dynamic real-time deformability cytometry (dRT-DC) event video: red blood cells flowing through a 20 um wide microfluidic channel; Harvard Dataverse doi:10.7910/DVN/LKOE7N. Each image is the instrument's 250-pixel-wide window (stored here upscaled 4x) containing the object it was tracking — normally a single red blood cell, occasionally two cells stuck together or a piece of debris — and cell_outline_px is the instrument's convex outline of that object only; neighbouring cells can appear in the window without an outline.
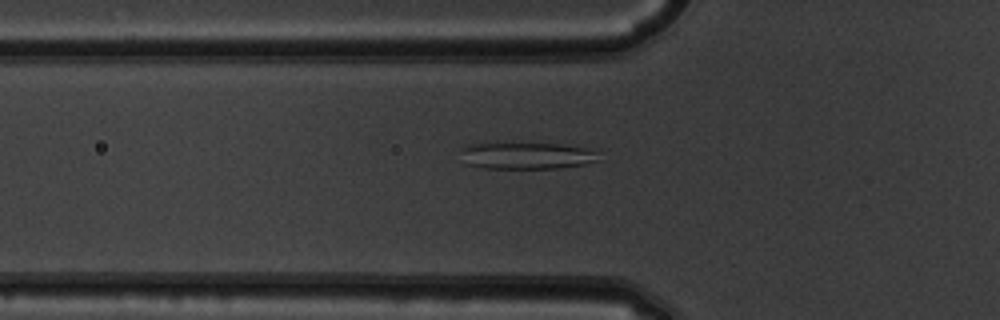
{"species": "common noctule bat (a hibernating species)", "species_latin": "Nyctalus noctula", "temperature_condition": "warm", "stored_images_in_passage": 52, "camera_frame_rate_fps": 3000, "um_per_image_px": 0.085, "animal": {"sex": "male", "body_mass_g": 19.5, "forearm_length_mm": 54.6}, "frame": {"image": 1, "passage_image": 18, "time_ms": 5.667, "image_size_px": [1000, 320], "cell_outline_px": [[600, 160], [584, 164], [560, 168], [480, 168], [464, 164], [460, 148], [464, 144], [560, 144], [584, 148], [596, 152]], "centroid_in_image_um": [44.7, 13.25], "position_along_channel_um": 81.1, "area_um2": 21.39}}
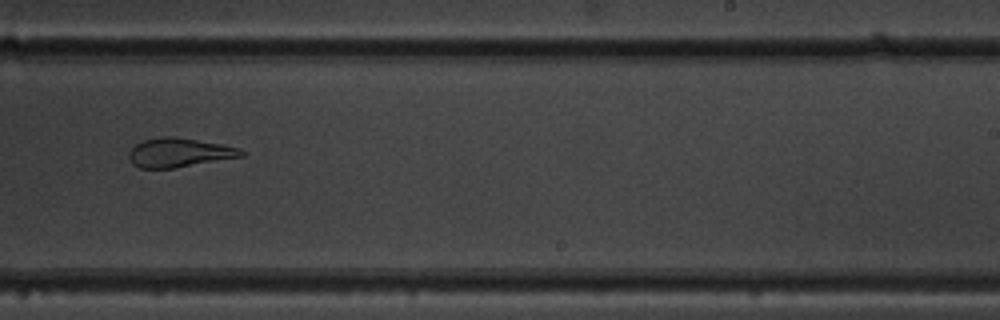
{"frame": {"image": 2, "passage_image": 33, "time_ms": 10.667, "image_size_px": [1000, 320], "cell_outline_px": [[244, 156], [172, 168], [140, 168], [132, 164], [128, 156], [128, 152], [136, 144], [144, 140], [164, 136], [172, 136], [224, 144], [236, 148], [244, 152]], "centroid_in_image_um": [15.19, 12.97], "position_along_channel_um": 273.8, "area_um2": 18.84}}
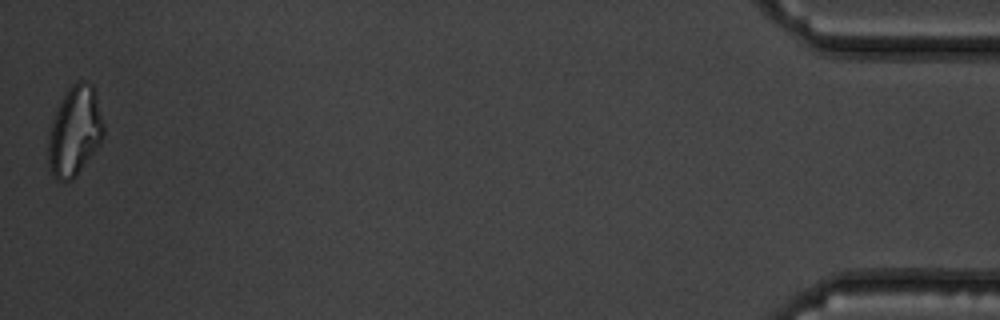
{"frame": {"image": 3, "passage_image": 52, "time_ms": 17.0, "image_size_px": [1000, 320], "cell_outline_px": [[104, 136], [100, 144], [76, 176], [72, 180], [56, 180], [52, 176], [48, 164], [48, 136], [52, 120], [56, 108], [68, 88], [76, 80], [88, 80], [96, 88], [104, 124]], "centroid_in_image_um": [6.37, 11.11], "position_along_channel_um": 428.8, "area_um2": 29.54}, "authors_computed_cell_mechanics": {"area_um2": 25.6921, "velocity_mm_per_s": 3.8496, "shape_relaxation_time_tau1_ms": null, "shape_relaxation_time_tau2_ms": 2.0971, "deformation_change_tau1": null, "deformation_change_tau2": 0.1106}}